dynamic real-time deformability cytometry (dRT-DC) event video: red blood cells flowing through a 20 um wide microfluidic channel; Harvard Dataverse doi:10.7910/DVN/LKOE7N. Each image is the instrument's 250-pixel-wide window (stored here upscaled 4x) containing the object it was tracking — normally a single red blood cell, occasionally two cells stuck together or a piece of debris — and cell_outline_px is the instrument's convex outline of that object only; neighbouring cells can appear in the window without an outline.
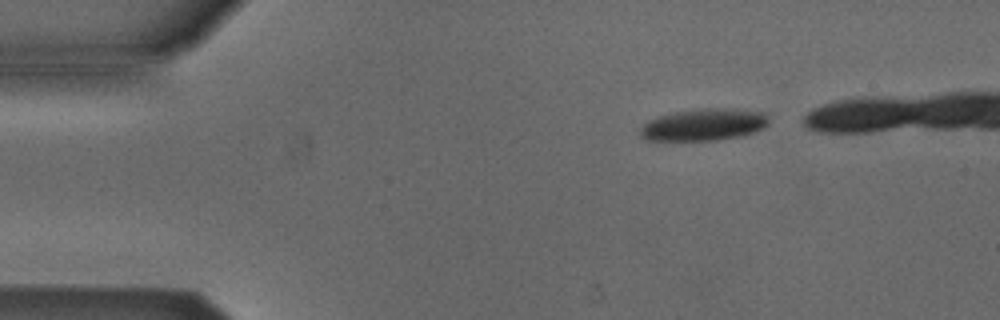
{"species": "Egyptian fruit bat (a non-hibernating species)", "species_latin": "Rousettus aegyptiacus", "temperature_condition": "cold", "stored_images_in_passage": 4, "camera_frame_rate_fps": 3000, "um_per_image_px": 0.085, "animal": {"sex": "male"}, "frame": {"image": 1, "passage_image": 1, "time_ms": 0.0, "image_size_px": [1000, 320], "cell_outline_px": [[768, 124], [764, 128], [744, 136], [716, 140], [648, 140], [640, 136], [640, 128], [648, 120], [660, 116], [676, 112], [704, 108], [720, 108], [764, 112], [768, 116]], "centroid_in_image_um": [59.85, 10.61], "position_along_channel_um": 25.1, "area_um2": 23.81}}